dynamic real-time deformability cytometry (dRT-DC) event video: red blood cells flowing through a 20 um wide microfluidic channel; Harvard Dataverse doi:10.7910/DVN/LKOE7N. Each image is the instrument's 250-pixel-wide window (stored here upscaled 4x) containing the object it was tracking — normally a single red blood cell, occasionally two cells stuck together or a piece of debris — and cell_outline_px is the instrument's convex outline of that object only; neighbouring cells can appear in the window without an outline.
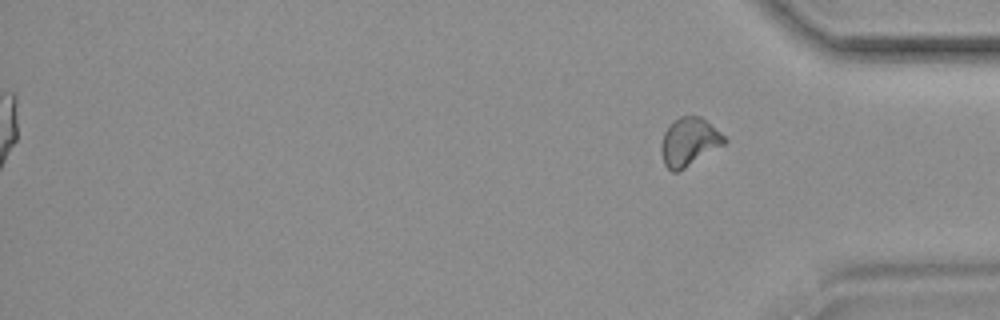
{"species": "common noctule bat (a hibernating species)", "species_latin": "Nyctalus noctula", "temperature_condition": "room temperature", "stored_images_in_passage": 14, "camera_frame_rate_fps": 3000, "um_per_image_px": 0.085, "animal": {"sex": "female", "body_mass_g": 19.9}, "frame": {"image": 1, "passage_image": 14, "time_ms": 4.333, "image_size_px": [1000, 320], "cell_outline_px": [[728, 140], [724, 144], [684, 168], [676, 172], [672, 172], [664, 164], [660, 152], [660, 148], [664, 132], [668, 124], [672, 120], [680, 116], [700, 116], [720, 132]], "centroid_in_image_um": [58.53, 12.04], "position_along_channel_um": 376.7, "area_um2": 17.63}}